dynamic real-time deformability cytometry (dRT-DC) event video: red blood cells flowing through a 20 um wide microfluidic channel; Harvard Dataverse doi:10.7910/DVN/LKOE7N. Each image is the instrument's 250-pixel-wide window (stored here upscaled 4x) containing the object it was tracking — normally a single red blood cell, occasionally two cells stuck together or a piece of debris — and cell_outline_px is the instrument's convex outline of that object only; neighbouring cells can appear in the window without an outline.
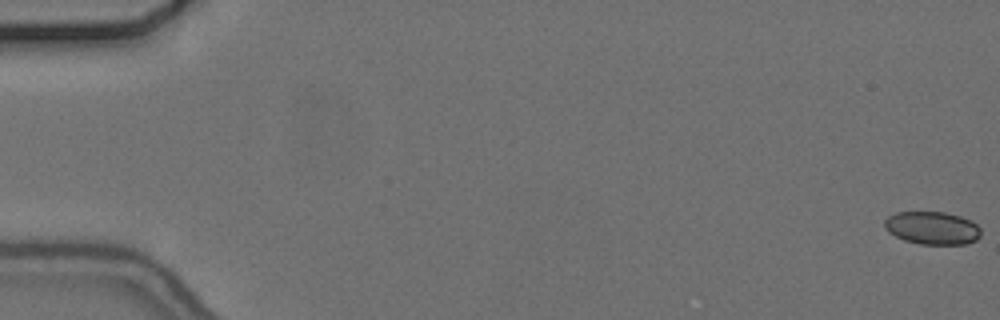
{"species": "common noctule bat (a hibernating species)", "species_latin": "Nyctalus noctula", "temperature_condition": "cold", "stored_images_in_passage": 58, "camera_frame_rate_fps": 3000, "um_per_image_px": 0.085, "animal": {"sex": "female", "body_mass_g": 24.6, "forearm_length_mm": 56.2}, "frame": {"image": 1, "passage_image": 1, "time_ms": 0.0, "image_size_px": [1000, 320], "cell_outline_px": [[980, 236], [976, 240], [968, 244], [920, 244], [904, 240], [888, 232], [884, 228], [884, 220], [888, 216], [896, 212], [944, 212], [960, 216], [972, 220], [980, 228]], "centroid_in_image_um": [79.24, 19.38], "position_along_channel_um": 5.8, "area_um2": 18.61}}
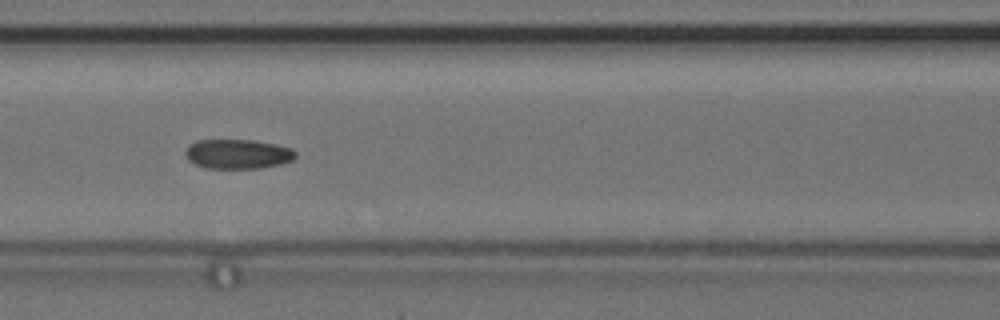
{"frame": {"image": 2, "passage_image": 26, "time_ms": 8.333, "image_size_px": [1000, 320], "cell_outline_px": [[296, 156], [292, 160], [280, 164], [260, 168], [208, 168], [196, 164], [188, 160], [184, 152], [188, 144], [196, 140], [256, 140], [276, 144], [292, 148], [296, 152]], "centroid_in_image_um": [20.2, 13.08], "position_along_channel_um": 146.4, "area_um2": 19.07}}
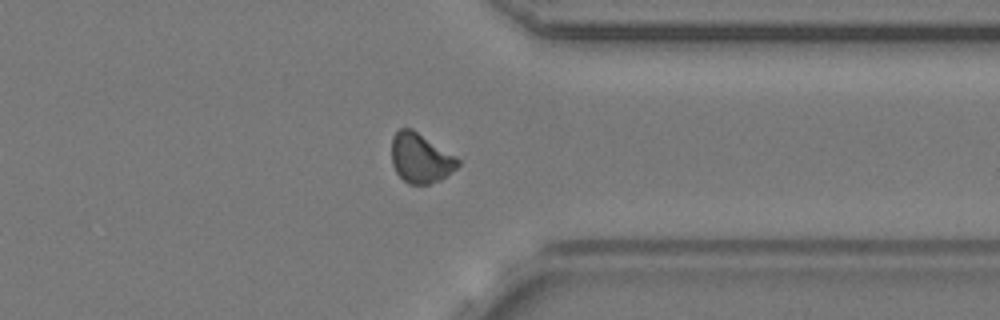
{"frame": {"image": 3, "passage_image": 45, "time_ms": 14.667, "image_size_px": [1000, 320], "cell_outline_px": [[460, 164], [456, 168], [440, 180], [428, 184], [408, 184], [396, 172], [392, 164], [392, 136], [400, 128], [412, 128], [456, 156], [460, 160]], "centroid_in_image_um": [35.74, 13.43], "position_along_channel_um": 375.7, "area_um2": 19.13}, "authors_computed_cell_mechanics": {"area_um2": 18.9584, "velocity_mm_per_s": 3.6762, "shape_relaxation_time_tau1_ms": null, "shape_relaxation_time_tau2_ms": 2.4767, "deformation_change_tau1": null, "deformation_change_tau2": 0.059}}